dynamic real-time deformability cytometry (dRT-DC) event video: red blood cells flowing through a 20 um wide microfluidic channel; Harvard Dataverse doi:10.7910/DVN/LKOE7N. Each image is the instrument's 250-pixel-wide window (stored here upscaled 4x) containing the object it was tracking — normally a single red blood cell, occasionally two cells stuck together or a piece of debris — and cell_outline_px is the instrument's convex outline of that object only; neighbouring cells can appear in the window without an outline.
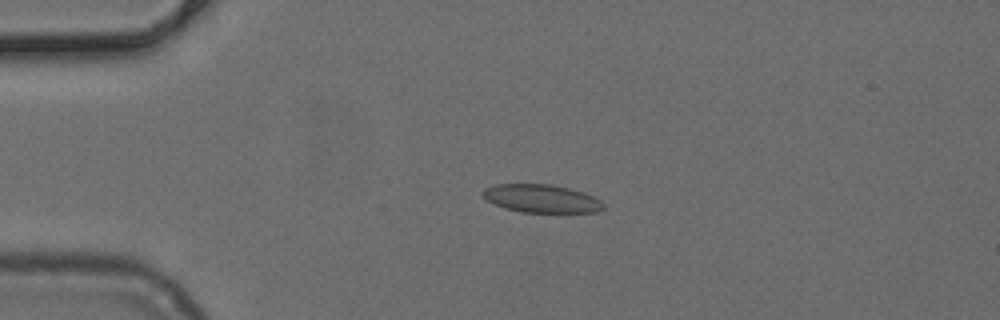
{"species": "common noctule bat (a hibernating species)", "species_latin": "Nyctalus noctula", "temperature_condition": "cold", "stored_images_in_passage": 51, "camera_frame_rate_fps": 3000, "um_per_image_px": 0.085, "animal": {"sex": "female", "body_mass_g": 24.6, "forearm_length_mm": 56.2}, "frame": {"image": 1, "passage_image": 12, "time_ms": 3.667, "image_size_px": [1000, 320], "cell_outline_px": [[604, 208], [600, 212], [520, 212], [504, 208], [488, 200], [480, 192], [484, 188], [496, 184], [548, 184], [568, 188], [584, 192], [600, 200], [604, 204]], "centroid_in_image_um": [46.03, 16.88], "position_along_channel_um": 39.0, "area_um2": 19.71}}
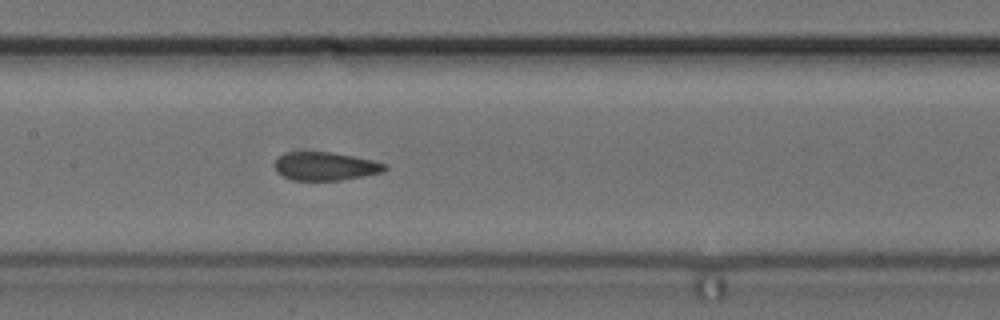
{"frame": {"image": 2, "passage_image": 25, "time_ms": 8.0, "image_size_px": [1000, 320], "cell_outline_px": [[388, 168], [384, 172], [364, 176], [340, 180], [292, 180], [276, 172], [272, 164], [284, 152], [332, 152], [372, 160], [384, 164]], "centroid_in_image_um": [27.62, 14.13], "position_along_channel_um": 179.8, "area_um2": 18.21}}
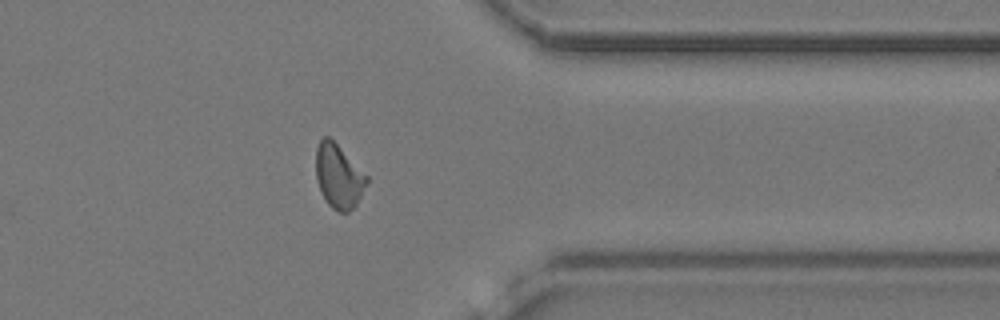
{"frame": {"image": 3, "passage_image": 41, "time_ms": 13.333, "image_size_px": [1000, 320], "cell_outline_px": [[368, 180], [356, 204], [348, 212], [340, 212], [332, 208], [328, 204], [320, 192], [316, 180], [316, 148], [320, 140], [324, 136], [328, 136], [368, 176]], "centroid_in_image_um": [28.75, 14.99], "position_along_channel_um": 382.6, "area_um2": 18.67}}